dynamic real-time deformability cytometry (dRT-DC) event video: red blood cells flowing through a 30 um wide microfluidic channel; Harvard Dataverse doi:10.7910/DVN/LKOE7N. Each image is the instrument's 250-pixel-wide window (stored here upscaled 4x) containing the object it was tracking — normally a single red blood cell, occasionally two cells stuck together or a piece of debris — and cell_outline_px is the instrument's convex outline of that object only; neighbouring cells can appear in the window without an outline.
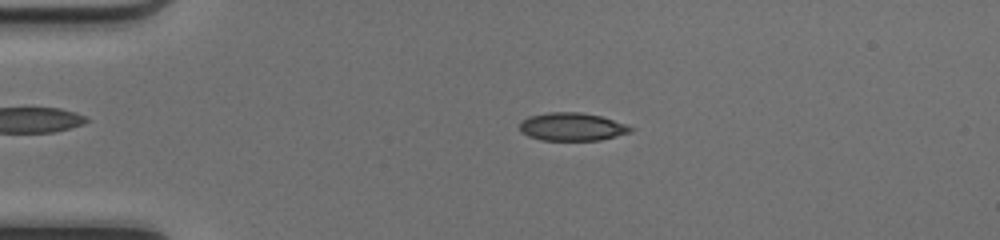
{"species": "common noctule bat (a hibernating species)", "species_latin": "Nyctalus noctula", "temperature_condition": "cold", "stored_images_in_passage": 49, "camera_frame_rate_fps": 3000, "um_per_image_px": 0.085, "animal": {"sex": "female", "body_mass_g": 17.0, "forearm_length_mm": 48.0}, "frame": {"image": 1, "passage_image": 11, "time_ms": 3.333, "image_size_px": [1000, 240], "cell_outline_px": [[636, 128], [632, 132], [600, 140], [540, 140], [528, 136], [520, 132], [520, 124], [528, 116], [548, 112], [580, 112], [600, 116], [628, 124]], "centroid_in_image_um": [48.66, 10.78], "position_along_channel_um": 36.3, "area_um2": 18.26}}
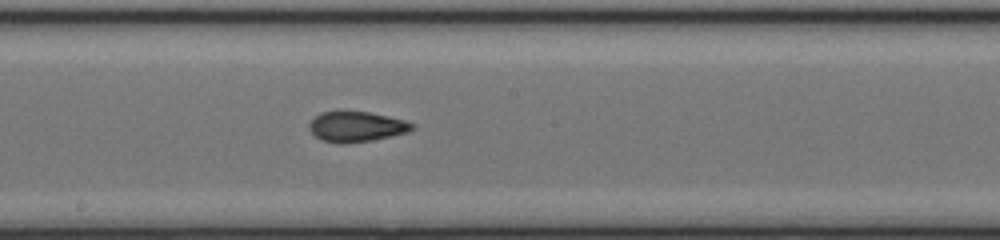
{"frame": {"image": 2, "passage_image": 27, "time_ms": 8.667, "image_size_px": [1000, 240], "cell_outline_px": [[416, 128], [408, 132], [392, 136], [372, 140], [344, 144], [336, 144], [320, 140], [308, 128], [308, 124], [320, 112], [368, 112], [388, 116], [404, 120], [416, 124]], "centroid_in_image_um": [30.31, 10.78], "position_along_channel_um": 217.9, "area_um2": 18.26}}
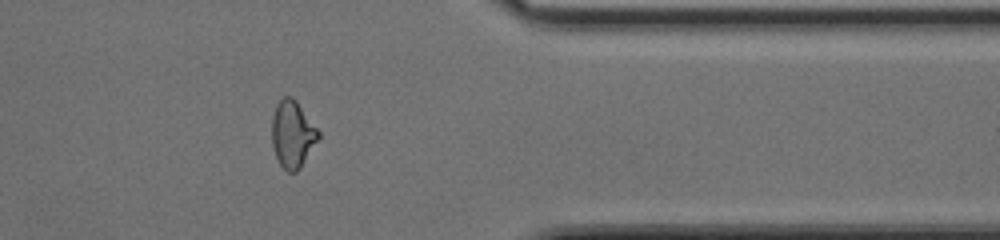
{"frame": {"image": 3, "passage_image": 40, "time_ms": 13.0, "image_size_px": [1000, 240], "cell_outline_px": [[320, 136], [300, 168], [296, 172], [288, 172], [280, 164], [276, 156], [272, 144], [272, 116], [276, 104], [284, 96], [292, 96], [296, 100], [320, 132]], "centroid_in_image_um": [24.86, 11.39], "position_along_channel_um": 386.5, "area_um2": 18.03}, "authors_computed_cell_mechanics": {"area_um2": 17.9758, "velocity_mm_per_s": 4.209, "shape_relaxation_time_tau1_ms": null, "shape_relaxation_time_tau2_ms": 1.7915, "deformation_change_tau1": null, "deformation_change_tau2": 0.0882}}